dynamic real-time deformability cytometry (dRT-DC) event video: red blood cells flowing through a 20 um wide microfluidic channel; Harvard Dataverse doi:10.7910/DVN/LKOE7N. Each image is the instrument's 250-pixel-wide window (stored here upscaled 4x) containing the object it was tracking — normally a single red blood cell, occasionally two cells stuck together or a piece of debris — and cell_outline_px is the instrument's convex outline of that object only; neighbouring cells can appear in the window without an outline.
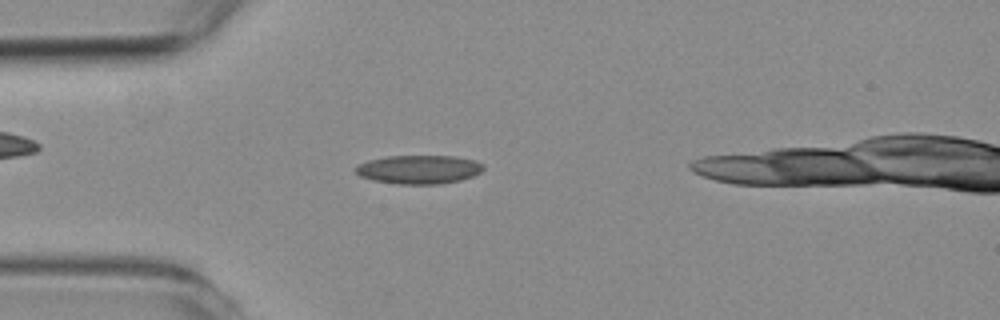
{"species": "common noctule bat (a hibernating species)", "species_latin": "Nyctalus noctula", "temperature_condition": "room temperature", "stored_images_in_passage": 48, "camera_frame_rate_fps": 3000, "um_per_image_px": 0.085, "animal": {"sex": "female", "body_mass_g": 19.3, "forearm_length_mm": 54.1}, "frame": {"image": 1, "passage_image": 12, "time_ms": 3.667, "image_size_px": [1000, 320], "cell_outline_px": [[484, 168], [480, 172], [472, 176], [460, 180], [440, 184], [396, 184], [372, 180], [360, 176], [356, 172], [356, 168], [360, 164], [368, 160], [388, 156], [456, 156], [476, 160], [484, 164]], "centroid_in_image_um": [35.64, 14.4], "position_along_channel_um": 49.4, "area_um2": 21.39}}
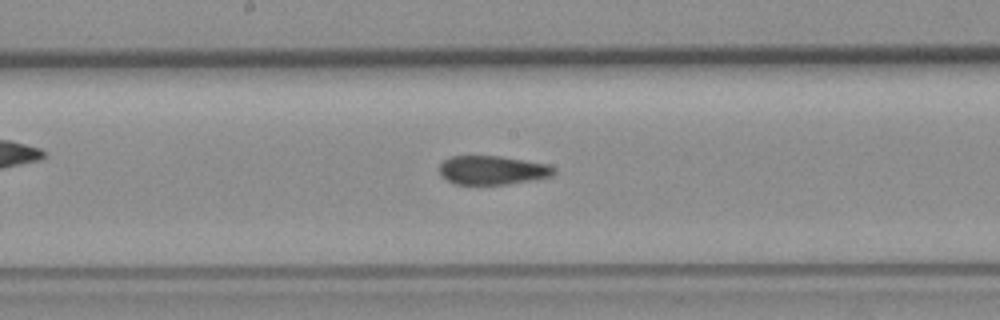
{"frame": {"image": 2, "passage_image": 26, "time_ms": 8.333, "image_size_px": [1000, 320], "cell_outline_px": [[556, 172], [552, 176], [532, 180], [508, 184], [456, 184], [440, 176], [440, 164], [444, 160], [452, 156], [500, 156], [548, 164], [556, 168]], "centroid_in_image_um": [41.88, 14.46], "position_along_channel_um": 206.3, "area_um2": 19.25}}
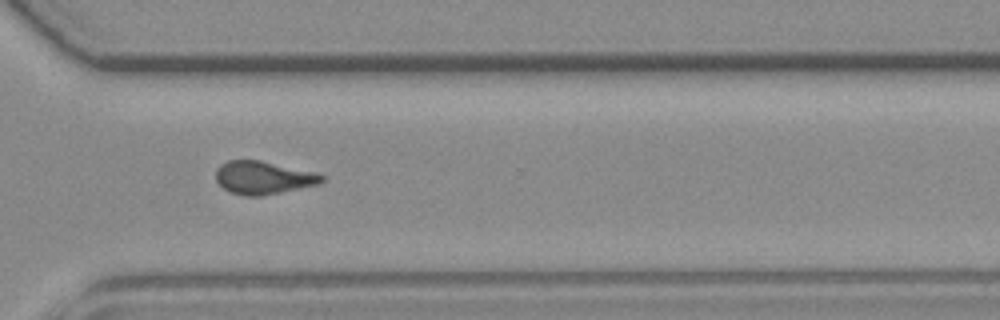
{"frame": {"image": 3, "passage_image": 38, "time_ms": 12.333, "image_size_px": [1000, 320], "cell_outline_px": [[324, 180], [320, 184], [260, 196], [244, 196], [232, 192], [224, 188], [216, 180], [216, 168], [220, 164], [228, 160], [260, 160], [316, 172], [324, 176]], "centroid_in_image_um": [22.38, 15.09], "position_along_channel_um": 348.2, "area_um2": 20.35}, "authors_computed_cell_mechanics": {"area_um2": 20.23, "velocity_mm_per_s": 3.5513, "shape_relaxation_time_tau1_ms": 9.0945, "shape_relaxation_time_tau2_ms": 2.2776, "deformation_change_tau1": 0.1872, "deformation_change_tau2": 0.1025}}